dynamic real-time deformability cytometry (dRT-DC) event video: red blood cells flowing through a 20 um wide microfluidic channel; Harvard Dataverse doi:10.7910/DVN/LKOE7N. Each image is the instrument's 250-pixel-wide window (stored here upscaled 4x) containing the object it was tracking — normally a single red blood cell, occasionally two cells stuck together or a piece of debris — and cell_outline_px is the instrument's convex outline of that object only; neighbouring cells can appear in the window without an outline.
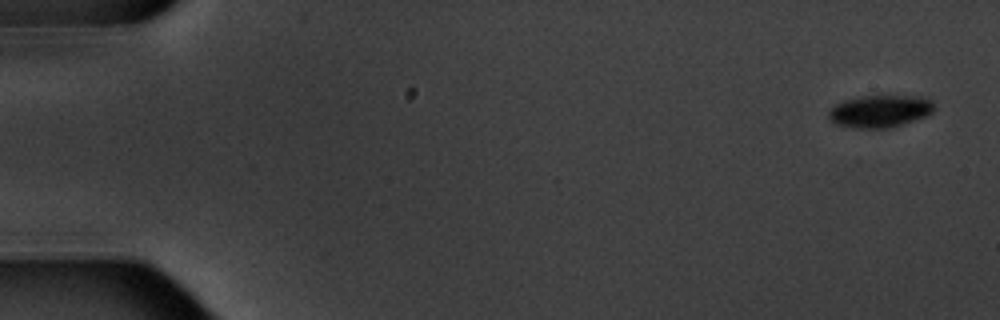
{"species": "common noctule bat (a hibernating species)", "species_latin": "Nyctalus noctula", "temperature_condition": "warm", "stored_images_in_passage": 5, "camera_frame_rate_fps": 3000, "um_per_image_px": 0.085, "animal": {"sex": "male", "body_mass_g": 20.1, "forearm_length_mm": 53.5}, "frame": {"image": 1, "passage_image": 1, "time_ms": 0.0, "image_size_px": [1000, 320], "cell_outline_px": [[932, 112], [928, 116], [892, 128], [852, 128], [836, 124], [828, 116], [828, 112], [836, 104], [844, 100], [860, 96], [920, 96], [932, 100]], "centroid_in_image_um": [74.81, 9.46], "position_along_channel_um": 10.2, "area_um2": 19.94}}
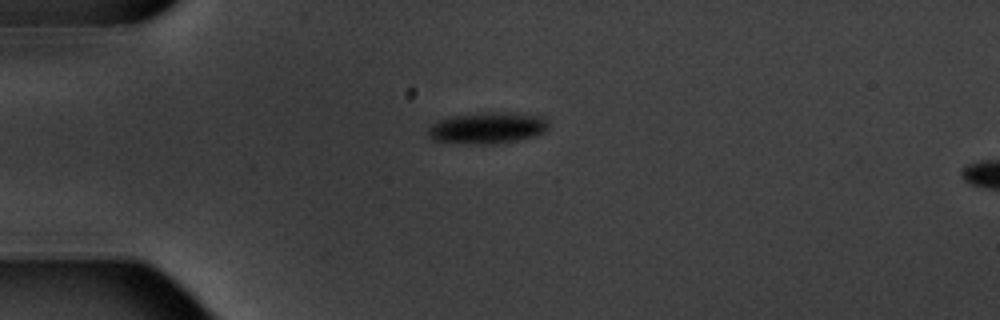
{"frame": {"image": 2, "passage_image": 4, "time_ms": 4.333, "image_size_px": [1000, 320], "cell_outline_px": [[548, 128], [544, 132], [536, 136], [516, 140], [492, 144], [468, 144], [432, 140], [428, 132], [428, 128], [436, 120], [448, 116], [476, 112], [512, 112], [544, 116], [548, 120]], "centroid_in_image_um": [41.43, 10.85], "position_along_channel_um": 43.6, "area_um2": 22.54}}